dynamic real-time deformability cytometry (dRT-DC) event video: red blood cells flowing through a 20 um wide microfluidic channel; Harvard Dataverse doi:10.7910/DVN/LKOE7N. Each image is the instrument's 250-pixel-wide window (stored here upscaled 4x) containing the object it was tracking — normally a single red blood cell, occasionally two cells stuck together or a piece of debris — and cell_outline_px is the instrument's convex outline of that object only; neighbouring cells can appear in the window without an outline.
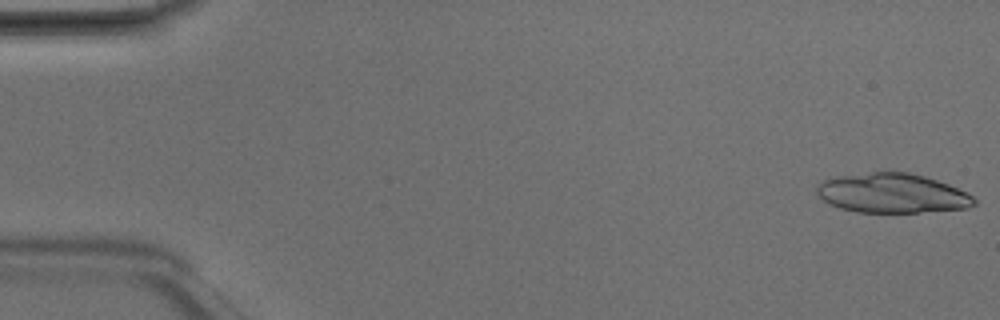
{"species": "Egyptian fruit bat (a non-hibernating species)", "species_latin": "Rousettus aegyptiacus", "temperature_condition": "room temperature", "stored_images_in_passage": 4, "camera_frame_rate_fps": 3000, "um_per_image_px": 0.085, "animal": {"sex": "male"}, "frame": {"image": 1, "passage_image": 1, "time_ms": 0.0, "image_size_px": [1000, 320], "cell_outline_px": [[976, 204], [968, 208], [920, 212], [856, 212], [840, 208], [824, 200], [816, 192], [816, 188], [824, 180], [840, 176], [872, 172], [908, 172], [924, 176], [948, 184], [968, 192], [976, 200]], "centroid_in_image_um": [75.88, 16.43], "position_along_channel_um": 9.1, "area_um2": 35.95}}